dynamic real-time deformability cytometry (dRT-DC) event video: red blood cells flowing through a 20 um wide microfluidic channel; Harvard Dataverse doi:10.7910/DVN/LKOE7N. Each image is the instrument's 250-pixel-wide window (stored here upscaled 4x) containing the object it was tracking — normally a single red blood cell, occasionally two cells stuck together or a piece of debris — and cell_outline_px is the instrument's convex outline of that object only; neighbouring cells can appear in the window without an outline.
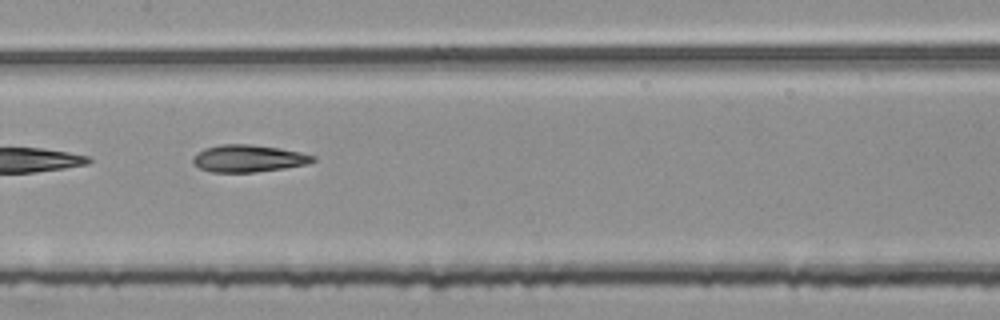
{"species": "common noctule bat (a hibernating species)", "species_latin": "Nyctalus noctula", "temperature_condition": "room temperature", "stored_images_in_passage": 13, "camera_frame_rate_fps": 3000, "um_per_image_px": 0.085, "animal": {"sex": "female", "body_mass_g": 25.1}, "frame": {"image": 1, "passage_image": 10, "time_ms": 3.0, "image_size_px": [1000, 320], "cell_outline_px": [[316, 160], [308, 164], [284, 168], [256, 172], [212, 172], [200, 168], [192, 164], [192, 156], [204, 148], [220, 144], [252, 144], [300, 152], [316, 156]], "centroid_in_image_um": [21.09, 13.47], "position_along_channel_um": 186.3, "area_um2": 19.07}}